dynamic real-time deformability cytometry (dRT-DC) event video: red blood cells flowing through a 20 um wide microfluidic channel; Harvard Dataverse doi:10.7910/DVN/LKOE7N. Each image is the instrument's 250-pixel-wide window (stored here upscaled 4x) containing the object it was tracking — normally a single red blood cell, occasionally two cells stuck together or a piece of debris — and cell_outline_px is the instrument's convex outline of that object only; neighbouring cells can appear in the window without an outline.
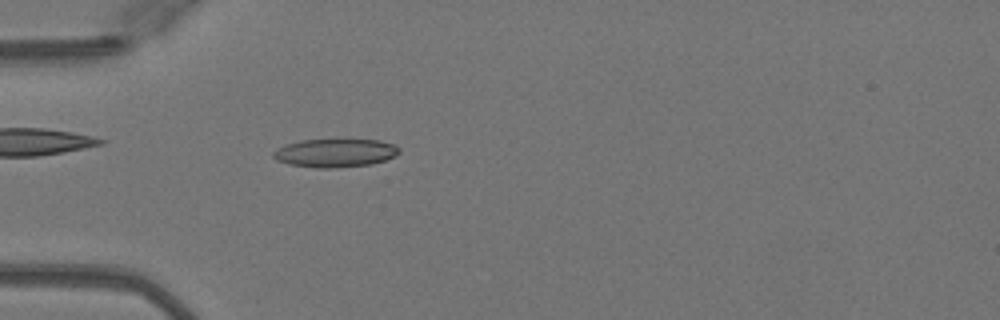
{"species": "Egyptian fruit bat (a non-hibernating species)", "species_latin": "Rousettus aegyptiacus", "temperature_condition": "warm", "stored_images_in_passage": 51, "camera_frame_rate_fps": 3000, "um_per_image_px": 0.085, "animal": {"sex": "female"}, "frame": {"image": 1, "passage_image": 16, "time_ms": 5.0, "image_size_px": [1000, 320], "cell_outline_px": [[400, 152], [384, 160], [372, 164], [332, 168], [316, 168], [288, 164], [276, 160], [272, 156], [272, 152], [276, 148], [300, 140], [380, 140], [392, 144], [400, 148]], "centroid_in_image_um": [28.44, 13.0], "position_along_channel_um": 56.6, "area_um2": 20.69}}
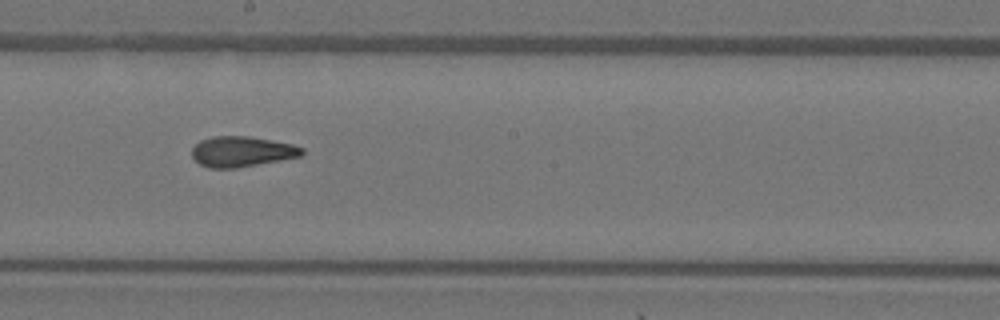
{"frame": {"image": 2, "passage_image": 29, "time_ms": 9.333, "image_size_px": [1000, 320], "cell_outline_px": [[304, 152], [300, 156], [280, 160], [236, 168], [208, 168], [200, 164], [192, 156], [192, 148], [200, 140], [212, 136], [248, 136], [272, 140], [292, 144], [304, 148]], "centroid_in_image_um": [20.54, 12.88], "position_along_channel_um": 227.7, "area_um2": 19.48}}
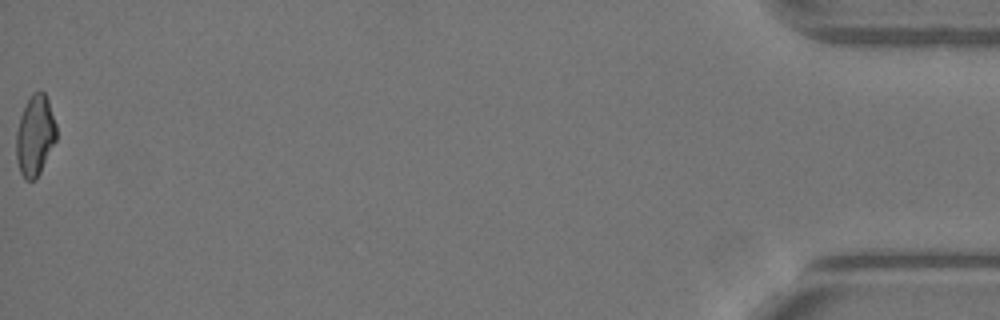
{"frame": {"image": 3, "passage_image": 51, "time_ms": 16.667, "image_size_px": [1000, 320], "cell_outline_px": [[56, 140], [36, 180], [24, 180], [20, 172], [16, 160], [16, 132], [20, 116], [32, 92], [44, 92], [48, 100], [56, 124]], "centroid_in_image_um": [2.97, 11.55], "position_along_channel_um": 432.2, "area_um2": 18.79}, "authors_computed_cell_mechanics": {"area_um2": 19.5942, "velocity_mm_per_s": 4.0895, "shape_relaxation_time_tau1_ms": null, "shape_relaxation_time_tau2_ms": 2.4706, "deformation_change_tau1": null, "deformation_change_tau2": 0.1074}}